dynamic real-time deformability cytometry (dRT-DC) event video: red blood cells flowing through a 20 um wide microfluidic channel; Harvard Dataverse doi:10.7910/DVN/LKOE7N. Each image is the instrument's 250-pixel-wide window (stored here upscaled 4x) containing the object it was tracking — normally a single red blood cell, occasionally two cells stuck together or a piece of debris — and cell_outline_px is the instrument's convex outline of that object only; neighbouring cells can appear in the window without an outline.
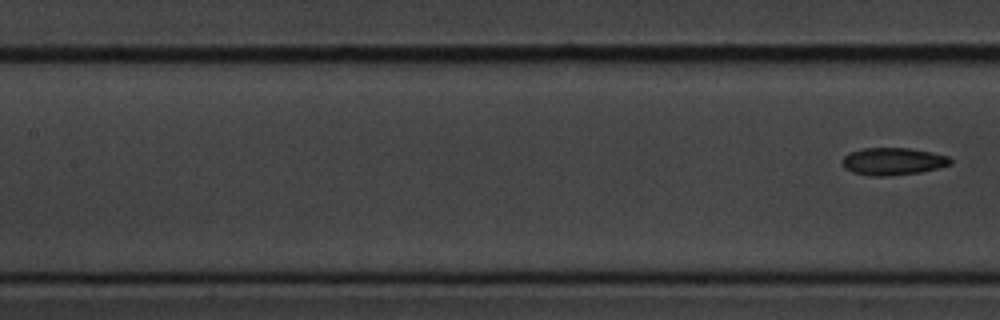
{"species": "common noctule bat (a hibernating species)", "species_latin": "Nyctalus noctula", "temperature_condition": "cold", "stored_images_in_passage": 10, "segment_of_instrument_passage": [2, 2], "camera_frame_rate_fps": 3000, "um_per_image_px": 0.085, "animal": {"sex": "male", "body_mass_g": 20.1, "forearm_length_mm": 53.5}, "frame": {"image": 1, "passage_image": 10, "time_ms": 11.333, "image_size_px": [1000, 320], "cell_outline_px": [[952, 164], [920, 172], [888, 176], [872, 176], [852, 172], [844, 168], [844, 156], [848, 152], [864, 148], [908, 148], [932, 152], [948, 156], [952, 160]], "centroid_in_image_um": [75.9, 13.71], "position_along_channel_um": 131.5, "area_um2": 17.17}}